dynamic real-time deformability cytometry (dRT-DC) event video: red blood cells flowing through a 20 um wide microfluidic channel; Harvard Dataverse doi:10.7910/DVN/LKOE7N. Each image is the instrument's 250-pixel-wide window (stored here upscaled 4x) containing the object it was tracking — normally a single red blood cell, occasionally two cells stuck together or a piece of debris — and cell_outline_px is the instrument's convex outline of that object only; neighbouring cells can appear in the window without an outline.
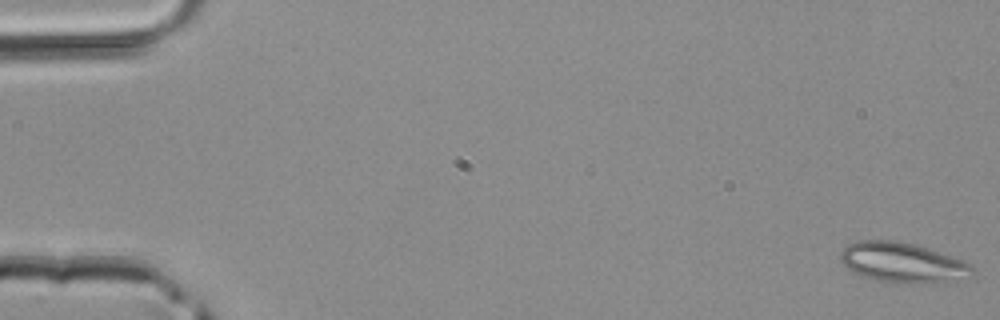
{"species": "common noctule bat (a hibernating species)", "species_latin": "Nyctalus noctula", "temperature_condition": "room temperature", "stored_images_in_passage": 4, "camera_frame_rate_fps": 3000, "um_per_image_px": 0.085, "animal": {"sex": "male", "body_mass_g": 20.4}, "frame": {"image": 1, "passage_image": 1, "time_ms": 0.0, "image_size_px": [1000, 320], "cell_outline_px": [[972, 276], [940, 284], [900, 284], [876, 280], [860, 276], [852, 272], [840, 260], [840, 252], [848, 244], [856, 240], [896, 240], [928, 248], [964, 260], [972, 264]], "centroid_in_image_um": [76.73, 22.34], "position_along_channel_um": 8.3, "area_um2": 31.44}}